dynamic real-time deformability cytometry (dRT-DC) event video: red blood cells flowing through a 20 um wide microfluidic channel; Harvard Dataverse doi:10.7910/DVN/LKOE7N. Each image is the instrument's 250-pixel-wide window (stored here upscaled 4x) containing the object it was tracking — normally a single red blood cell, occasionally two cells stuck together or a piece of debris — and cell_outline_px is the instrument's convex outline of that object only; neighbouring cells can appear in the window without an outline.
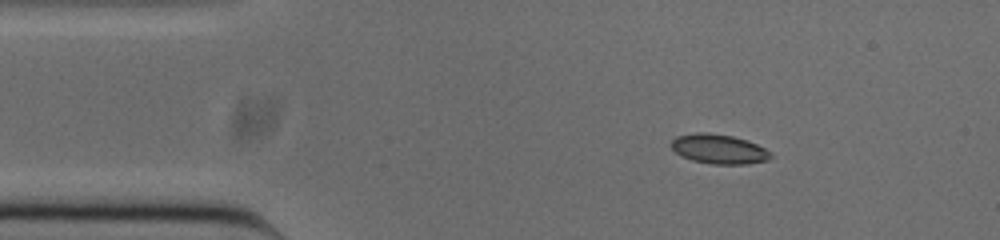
{"species": "common noctule bat (a hibernating species)", "species_latin": "Nyctalus noctula", "temperature_condition": "cold", "stored_images_in_passage": 46, "camera_frame_rate_fps": 3000, "um_per_image_px": 0.085, "animal": {"sex": "male", "body_mass_g": 20.0, "forearm_length_mm": 53.3}, "frame": {"image": 1, "passage_image": 1, "time_ms": 0.0, "image_size_px": [1000, 240], "cell_outline_px": [[772, 156], [768, 160], [748, 164], [712, 164], [692, 160], [680, 156], [672, 148], [672, 140], [676, 136], [696, 132], [708, 132], [732, 136], [748, 140], [772, 152]], "centroid_in_image_um": [61.11, 12.66], "position_along_channel_um": 23.9, "area_um2": 17.22}}
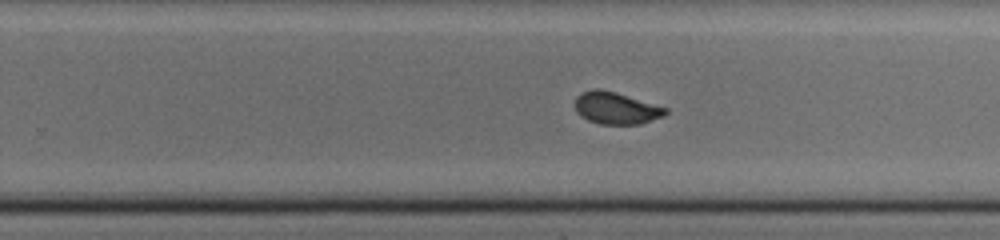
{"frame": {"image": 2, "passage_image": 25, "time_ms": 8.0, "image_size_px": [1000, 240], "cell_outline_px": [[668, 112], [664, 116], [640, 124], [600, 124], [588, 120], [580, 116], [576, 112], [576, 96], [580, 92], [592, 88], [600, 88], [616, 92], [668, 108]], "centroid_in_image_um": [52.35, 9.18], "position_along_channel_um": 277.5, "area_um2": 17.05}}
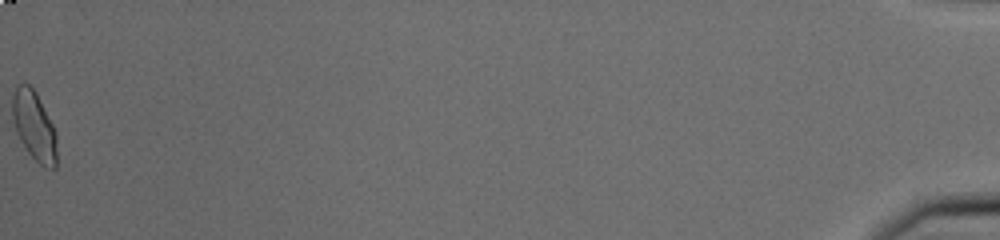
{"frame": {"image": 3, "passage_image": 46, "time_ms": 15.0, "image_size_px": [1000, 240], "cell_outline_px": [[56, 168], [44, 168], [28, 152], [20, 140], [16, 132], [12, 116], [12, 96], [16, 84], [28, 84], [36, 92], [56, 132]], "centroid_in_image_um": [2.89, 10.7], "position_along_channel_um": 432.3, "area_um2": 17.86}, "authors_computed_cell_mechanics": {"area_um2": 17.1088, "velocity_mm_per_s": 3.8444, "shape_relaxation_time_tau1_ms": 7.5656, "shape_relaxation_time_tau2_ms": 1.0451, "deformation_change_tau1": 0.1682, "deformation_change_tau2": 0.0408}}